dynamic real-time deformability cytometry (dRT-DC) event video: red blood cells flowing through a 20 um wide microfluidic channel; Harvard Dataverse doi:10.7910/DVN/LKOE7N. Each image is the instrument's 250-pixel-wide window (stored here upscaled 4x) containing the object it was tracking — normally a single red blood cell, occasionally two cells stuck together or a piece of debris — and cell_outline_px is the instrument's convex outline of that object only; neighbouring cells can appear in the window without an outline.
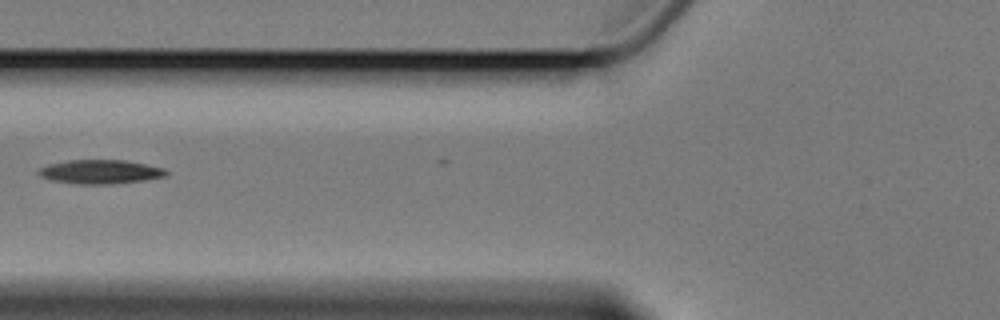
{"species": "Egyptian fruit bat (a non-hibernating species)", "species_latin": "Rousettus aegyptiacus", "temperature_condition": "cold", "stored_images_in_passage": 4, "camera_frame_rate_fps": 3000, "um_per_image_px": 0.085, "animal": {"sex": "female"}, "frame": {"image": 1, "passage_image": 4, "time_ms": 4.667, "image_size_px": [1000, 320], "cell_outline_px": [[168, 172], [164, 176], [140, 180], [108, 184], [76, 184], [52, 180], [40, 176], [36, 172], [40, 168], [52, 164], [68, 160], [124, 160], [164, 168]], "centroid_in_image_um": [8.48, 14.6], "position_along_channel_um": 117.3, "area_um2": 17.46}}